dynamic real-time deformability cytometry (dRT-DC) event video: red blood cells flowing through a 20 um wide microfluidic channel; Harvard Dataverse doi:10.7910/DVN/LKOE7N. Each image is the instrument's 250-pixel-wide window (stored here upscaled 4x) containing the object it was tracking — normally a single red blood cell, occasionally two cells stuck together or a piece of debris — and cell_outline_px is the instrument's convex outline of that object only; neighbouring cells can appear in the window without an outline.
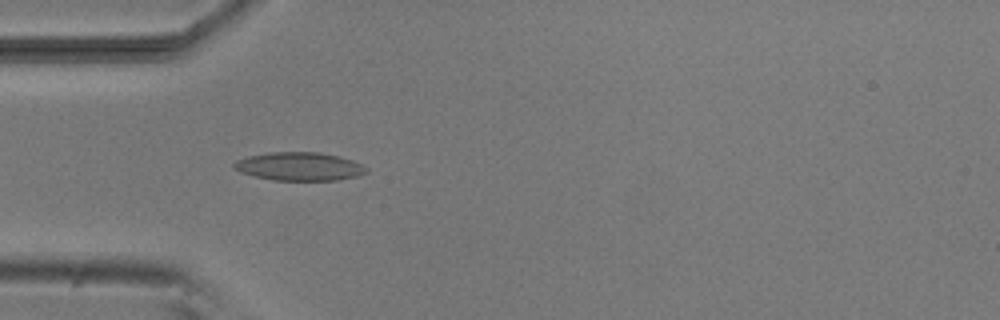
{"species": "common noctule bat (a hibernating species)", "species_latin": "Nyctalus noctula", "temperature_condition": "room temperature", "stored_images_in_passage": 39, "camera_frame_rate_fps": 3000, "um_per_image_px": 0.085, "animal": {"sex": "male", "body_mass_g": 20.5, "forearm_length_mm": 52.5}, "frame": {"image": 1, "passage_image": 4, "time_ms": 1.0, "image_size_px": [1000, 320], "cell_outline_px": [[368, 172], [356, 176], [336, 180], [272, 180], [240, 172], [232, 168], [232, 164], [236, 160], [248, 156], [268, 152], [320, 152], [340, 156], [352, 160], [368, 168]], "centroid_in_image_um": [25.42, 14.14], "position_along_channel_um": 59.6, "area_um2": 21.91}}
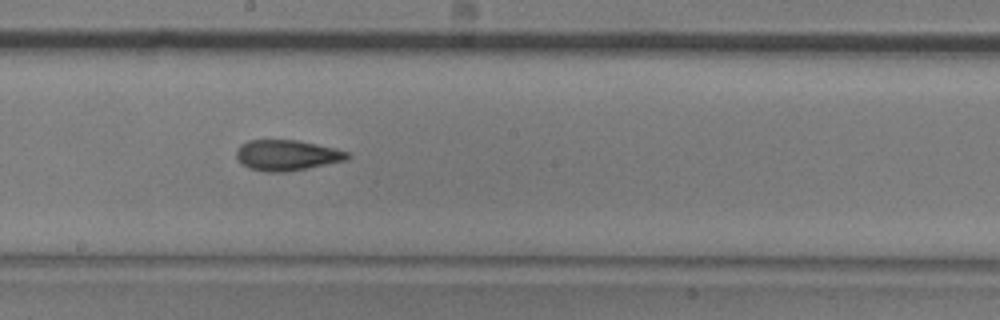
{"frame": {"image": 2, "passage_image": 17, "time_ms": 5.333, "image_size_px": [1000, 320], "cell_outline_px": [[352, 156], [348, 160], [288, 172], [264, 172], [248, 168], [240, 164], [236, 156], [236, 152], [240, 144], [248, 140], [296, 140], [336, 148], [348, 152]], "centroid_in_image_um": [24.38, 13.2], "position_along_channel_um": 223.8, "area_um2": 20.11}}
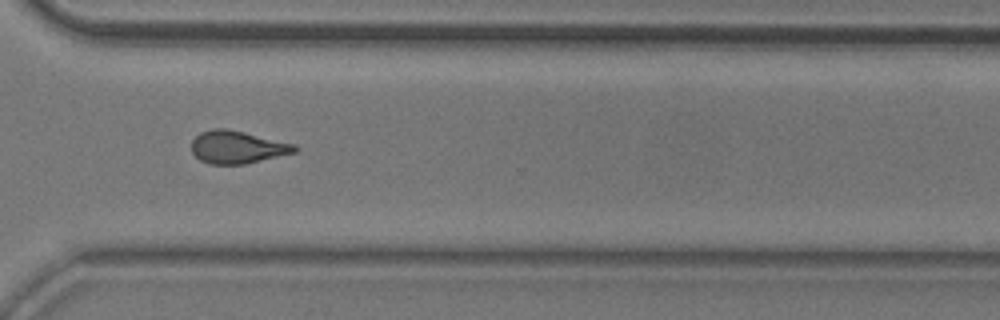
{"frame": {"image": 3, "passage_image": 27, "time_ms": 8.667, "image_size_px": [1000, 320], "cell_outline_px": [[300, 148], [296, 152], [244, 164], [208, 164], [200, 160], [192, 152], [192, 140], [200, 132], [212, 128], [224, 128], [244, 132], [296, 144]], "centroid_in_image_um": [20.18, 12.5], "position_along_channel_um": 350.4, "area_um2": 19.65}, "authors_computed_cell_mechanics": {"area_um2": 19.4786, "velocity_mm_per_s": 3.8219, "shape_relaxation_time_tau1_ms": 10.0707, "shape_relaxation_time_tau2_ms": 4.1426, "deformation_change_tau1": 0.2014, "deformation_change_tau2": 0.1157}}